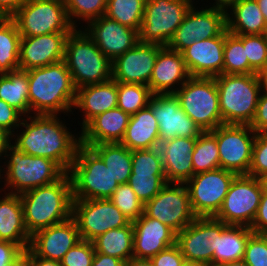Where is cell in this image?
Masks as SVG:
<instances>
[{
	"mask_svg": "<svg viewBox=\"0 0 267 266\" xmlns=\"http://www.w3.org/2000/svg\"><path fill=\"white\" fill-rule=\"evenodd\" d=\"M26 117L28 119L23 118L20 124L25 128L23 132L11 136V141L12 137H17L14 146L25 154L49 158L68 173L81 144L80 134L77 139L57 115L35 114Z\"/></svg>",
	"mask_w": 267,
	"mask_h": 266,
	"instance_id": "6da1fadb",
	"label": "cell"
},
{
	"mask_svg": "<svg viewBox=\"0 0 267 266\" xmlns=\"http://www.w3.org/2000/svg\"><path fill=\"white\" fill-rule=\"evenodd\" d=\"M28 72L30 114L58 115L72 111L77 89L64 61Z\"/></svg>",
	"mask_w": 267,
	"mask_h": 266,
	"instance_id": "7a4b0ae2",
	"label": "cell"
},
{
	"mask_svg": "<svg viewBox=\"0 0 267 266\" xmlns=\"http://www.w3.org/2000/svg\"><path fill=\"white\" fill-rule=\"evenodd\" d=\"M24 224L32 236L35 232L72 217L73 192L69 173L54 183L20 194Z\"/></svg>",
	"mask_w": 267,
	"mask_h": 266,
	"instance_id": "3957f363",
	"label": "cell"
},
{
	"mask_svg": "<svg viewBox=\"0 0 267 266\" xmlns=\"http://www.w3.org/2000/svg\"><path fill=\"white\" fill-rule=\"evenodd\" d=\"M76 89L112 79V61L87 33L74 29L67 37L64 59Z\"/></svg>",
	"mask_w": 267,
	"mask_h": 266,
	"instance_id": "277c9868",
	"label": "cell"
},
{
	"mask_svg": "<svg viewBox=\"0 0 267 266\" xmlns=\"http://www.w3.org/2000/svg\"><path fill=\"white\" fill-rule=\"evenodd\" d=\"M224 124L250 125L254 119L260 85L256 74H220L214 77Z\"/></svg>",
	"mask_w": 267,
	"mask_h": 266,
	"instance_id": "5b68a950",
	"label": "cell"
},
{
	"mask_svg": "<svg viewBox=\"0 0 267 266\" xmlns=\"http://www.w3.org/2000/svg\"><path fill=\"white\" fill-rule=\"evenodd\" d=\"M4 156L8 158L4 170V183L9 193L22 194L28 190L45 186L59 180L66 172L53 160L25 154L11 144L7 145ZM15 190V191H14Z\"/></svg>",
	"mask_w": 267,
	"mask_h": 266,
	"instance_id": "8992f818",
	"label": "cell"
},
{
	"mask_svg": "<svg viewBox=\"0 0 267 266\" xmlns=\"http://www.w3.org/2000/svg\"><path fill=\"white\" fill-rule=\"evenodd\" d=\"M68 173L73 200L109 199L119 186L101 157L91 147L82 144Z\"/></svg>",
	"mask_w": 267,
	"mask_h": 266,
	"instance_id": "52a82bcc",
	"label": "cell"
},
{
	"mask_svg": "<svg viewBox=\"0 0 267 266\" xmlns=\"http://www.w3.org/2000/svg\"><path fill=\"white\" fill-rule=\"evenodd\" d=\"M174 94L183 111L203 132L224 124L215 78L191 76Z\"/></svg>",
	"mask_w": 267,
	"mask_h": 266,
	"instance_id": "ba28073f",
	"label": "cell"
},
{
	"mask_svg": "<svg viewBox=\"0 0 267 266\" xmlns=\"http://www.w3.org/2000/svg\"><path fill=\"white\" fill-rule=\"evenodd\" d=\"M193 1L146 0L139 41L167 46Z\"/></svg>",
	"mask_w": 267,
	"mask_h": 266,
	"instance_id": "9c48e42d",
	"label": "cell"
},
{
	"mask_svg": "<svg viewBox=\"0 0 267 266\" xmlns=\"http://www.w3.org/2000/svg\"><path fill=\"white\" fill-rule=\"evenodd\" d=\"M264 183L260 178L237 175L214 217L227 225L250 227L260 204Z\"/></svg>",
	"mask_w": 267,
	"mask_h": 266,
	"instance_id": "30bf717a",
	"label": "cell"
},
{
	"mask_svg": "<svg viewBox=\"0 0 267 266\" xmlns=\"http://www.w3.org/2000/svg\"><path fill=\"white\" fill-rule=\"evenodd\" d=\"M11 18L21 37L72 32L75 29L62 3L27 0Z\"/></svg>",
	"mask_w": 267,
	"mask_h": 266,
	"instance_id": "8fae6325",
	"label": "cell"
},
{
	"mask_svg": "<svg viewBox=\"0 0 267 266\" xmlns=\"http://www.w3.org/2000/svg\"><path fill=\"white\" fill-rule=\"evenodd\" d=\"M236 176V173L222 168L194 174L185 183L194 215L215 217Z\"/></svg>",
	"mask_w": 267,
	"mask_h": 266,
	"instance_id": "7c38bea8",
	"label": "cell"
},
{
	"mask_svg": "<svg viewBox=\"0 0 267 266\" xmlns=\"http://www.w3.org/2000/svg\"><path fill=\"white\" fill-rule=\"evenodd\" d=\"M217 139L220 168L248 175L256 132L249 125L223 124L210 131Z\"/></svg>",
	"mask_w": 267,
	"mask_h": 266,
	"instance_id": "4fadbf2b",
	"label": "cell"
},
{
	"mask_svg": "<svg viewBox=\"0 0 267 266\" xmlns=\"http://www.w3.org/2000/svg\"><path fill=\"white\" fill-rule=\"evenodd\" d=\"M72 218L81 240L90 242L108 230L131 222L109 199L73 200Z\"/></svg>",
	"mask_w": 267,
	"mask_h": 266,
	"instance_id": "5bb4252c",
	"label": "cell"
},
{
	"mask_svg": "<svg viewBox=\"0 0 267 266\" xmlns=\"http://www.w3.org/2000/svg\"><path fill=\"white\" fill-rule=\"evenodd\" d=\"M144 213L158 219L176 234L192 223L194 215L189 192L184 183H166L160 192L144 205Z\"/></svg>",
	"mask_w": 267,
	"mask_h": 266,
	"instance_id": "9a60e30c",
	"label": "cell"
},
{
	"mask_svg": "<svg viewBox=\"0 0 267 266\" xmlns=\"http://www.w3.org/2000/svg\"><path fill=\"white\" fill-rule=\"evenodd\" d=\"M225 29V11L211 7L197 11L192 5L167 47L181 53L196 40L217 37Z\"/></svg>",
	"mask_w": 267,
	"mask_h": 266,
	"instance_id": "2e32d148",
	"label": "cell"
},
{
	"mask_svg": "<svg viewBox=\"0 0 267 266\" xmlns=\"http://www.w3.org/2000/svg\"><path fill=\"white\" fill-rule=\"evenodd\" d=\"M227 226L214 217H197L176 234V244L186 260L203 262L212 266L216 236Z\"/></svg>",
	"mask_w": 267,
	"mask_h": 266,
	"instance_id": "e0dca14e",
	"label": "cell"
},
{
	"mask_svg": "<svg viewBox=\"0 0 267 266\" xmlns=\"http://www.w3.org/2000/svg\"><path fill=\"white\" fill-rule=\"evenodd\" d=\"M148 106L159 127L160 143L180 138H197L203 131L183 111L175 94H153Z\"/></svg>",
	"mask_w": 267,
	"mask_h": 266,
	"instance_id": "ac0fdd59",
	"label": "cell"
},
{
	"mask_svg": "<svg viewBox=\"0 0 267 266\" xmlns=\"http://www.w3.org/2000/svg\"><path fill=\"white\" fill-rule=\"evenodd\" d=\"M86 24L88 26L84 27V31L111 61L140 42L139 31L122 25L105 15Z\"/></svg>",
	"mask_w": 267,
	"mask_h": 266,
	"instance_id": "d6986e66",
	"label": "cell"
},
{
	"mask_svg": "<svg viewBox=\"0 0 267 266\" xmlns=\"http://www.w3.org/2000/svg\"><path fill=\"white\" fill-rule=\"evenodd\" d=\"M164 46L139 42L112 61V79L121 83L148 85L158 52Z\"/></svg>",
	"mask_w": 267,
	"mask_h": 266,
	"instance_id": "ffe728a7",
	"label": "cell"
},
{
	"mask_svg": "<svg viewBox=\"0 0 267 266\" xmlns=\"http://www.w3.org/2000/svg\"><path fill=\"white\" fill-rule=\"evenodd\" d=\"M71 32L21 37L19 69L29 70L63 61L65 44Z\"/></svg>",
	"mask_w": 267,
	"mask_h": 266,
	"instance_id": "44dd1931",
	"label": "cell"
},
{
	"mask_svg": "<svg viewBox=\"0 0 267 266\" xmlns=\"http://www.w3.org/2000/svg\"><path fill=\"white\" fill-rule=\"evenodd\" d=\"M81 237L75 220L71 217L59 224L35 232L30 239L29 249L38 257L61 261Z\"/></svg>",
	"mask_w": 267,
	"mask_h": 266,
	"instance_id": "7402d4cb",
	"label": "cell"
},
{
	"mask_svg": "<svg viewBox=\"0 0 267 266\" xmlns=\"http://www.w3.org/2000/svg\"><path fill=\"white\" fill-rule=\"evenodd\" d=\"M225 30L217 37L196 40L181 53L190 76L217 77L223 74Z\"/></svg>",
	"mask_w": 267,
	"mask_h": 266,
	"instance_id": "603a6c76",
	"label": "cell"
},
{
	"mask_svg": "<svg viewBox=\"0 0 267 266\" xmlns=\"http://www.w3.org/2000/svg\"><path fill=\"white\" fill-rule=\"evenodd\" d=\"M133 257L150 259L176 243V233L143 213L133 221Z\"/></svg>",
	"mask_w": 267,
	"mask_h": 266,
	"instance_id": "cb8c5ba5",
	"label": "cell"
},
{
	"mask_svg": "<svg viewBox=\"0 0 267 266\" xmlns=\"http://www.w3.org/2000/svg\"><path fill=\"white\" fill-rule=\"evenodd\" d=\"M190 77L182 53L164 46L158 52L148 87L152 94H174L178 90L175 87L180 88Z\"/></svg>",
	"mask_w": 267,
	"mask_h": 266,
	"instance_id": "d4e9b609",
	"label": "cell"
},
{
	"mask_svg": "<svg viewBox=\"0 0 267 266\" xmlns=\"http://www.w3.org/2000/svg\"><path fill=\"white\" fill-rule=\"evenodd\" d=\"M197 138L166 140L159 144L162 165L168 183H186L193 176L192 152Z\"/></svg>",
	"mask_w": 267,
	"mask_h": 266,
	"instance_id": "484cf974",
	"label": "cell"
},
{
	"mask_svg": "<svg viewBox=\"0 0 267 266\" xmlns=\"http://www.w3.org/2000/svg\"><path fill=\"white\" fill-rule=\"evenodd\" d=\"M130 115L116 107L93 118L80 134L81 144L91 147L101 143H120Z\"/></svg>",
	"mask_w": 267,
	"mask_h": 266,
	"instance_id": "4316f807",
	"label": "cell"
},
{
	"mask_svg": "<svg viewBox=\"0 0 267 266\" xmlns=\"http://www.w3.org/2000/svg\"><path fill=\"white\" fill-rule=\"evenodd\" d=\"M117 100V82L113 79L78 88L73 108L83 111L81 129L99 114L116 108Z\"/></svg>",
	"mask_w": 267,
	"mask_h": 266,
	"instance_id": "83f0119b",
	"label": "cell"
},
{
	"mask_svg": "<svg viewBox=\"0 0 267 266\" xmlns=\"http://www.w3.org/2000/svg\"><path fill=\"white\" fill-rule=\"evenodd\" d=\"M30 239L20 195L5 192L0 199V240L15 243L24 250L29 248Z\"/></svg>",
	"mask_w": 267,
	"mask_h": 266,
	"instance_id": "f1b7e54d",
	"label": "cell"
},
{
	"mask_svg": "<svg viewBox=\"0 0 267 266\" xmlns=\"http://www.w3.org/2000/svg\"><path fill=\"white\" fill-rule=\"evenodd\" d=\"M120 144L131 151L159 147V127L149 106L130 116Z\"/></svg>",
	"mask_w": 267,
	"mask_h": 266,
	"instance_id": "f546056e",
	"label": "cell"
},
{
	"mask_svg": "<svg viewBox=\"0 0 267 266\" xmlns=\"http://www.w3.org/2000/svg\"><path fill=\"white\" fill-rule=\"evenodd\" d=\"M226 12V29L234 35L264 34L267 25L256 0H238ZM231 15V17H230Z\"/></svg>",
	"mask_w": 267,
	"mask_h": 266,
	"instance_id": "4dcf8cb0",
	"label": "cell"
},
{
	"mask_svg": "<svg viewBox=\"0 0 267 266\" xmlns=\"http://www.w3.org/2000/svg\"><path fill=\"white\" fill-rule=\"evenodd\" d=\"M253 233L248 226L227 225L216 236L212 266L243 260L247 241Z\"/></svg>",
	"mask_w": 267,
	"mask_h": 266,
	"instance_id": "1f68e13d",
	"label": "cell"
},
{
	"mask_svg": "<svg viewBox=\"0 0 267 266\" xmlns=\"http://www.w3.org/2000/svg\"><path fill=\"white\" fill-rule=\"evenodd\" d=\"M28 85V72L25 70L16 69L0 75V100L18 110L23 117L30 114Z\"/></svg>",
	"mask_w": 267,
	"mask_h": 266,
	"instance_id": "d6a6232c",
	"label": "cell"
},
{
	"mask_svg": "<svg viewBox=\"0 0 267 266\" xmlns=\"http://www.w3.org/2000/svg\"><path fill=\"white\" fill-rule=\"evenodd\" d=\"M95 252L121 259L124 263L133 257V223L113 228L92 241Z\"/></svg>",
	"mask_w": 267,
	"mask_h": 266,
	"instance_id": "836d02e7",
	"label": "cell"
},
{
	"mask_svg": "<svg viewBox=\"0 0 267 266\" xmlns=\"http://www.w3.org/2000/svg\"><path fill=\"white\" fill-rule=\"evenodd\" d=\"M91 148L101 157L119 185L128 183L132 173L131 150L120 143H101Z\"/></svg>",
	"mask_w": 267,
	"mask_h": 266,
	"instance_id": "e575fe53",
	"label": "cell"
},
{
	"mask_svg": "<svg viewBox=\"0 0 267 266\" xmlns=\"http://www.w3.org/2000/svg\"><path fill=\"white\" fill-rule=\"evenodd\" d=\"M21 36L11 17H0V75L19 69Z\"/></svg>",
	"mask_w": 267,
	"mask_h": 266,
	"instance_id": "d590c367",
	"label": "cell"
},
{
	"mask_svg": "<svg viewBox=\"0 0 267 266\" xmlns=\"http://www.w3.org/2000/svg\"><path fill=\"white\" fill-rule=\"evenodd\" d=\"M192 157L193 175L220 168L217 139L210 131L197 137Z\"/></svg>",
	"mask_w": 267,
	"mask_h": 266,
	"instance_id": "8d00e7d4",
	"label": "cell"
},
{
	"mask_svg": "<svg viewBox=\"0 0 267 266\" xmlns=\"http://www.w3.org/2000/svg\"><path fill=\"white\" fill-rule=\"evenodd\" d=\"M145 3L146 0H107L105 16L139 31Z\"/></svg>",
	"mask_w": 267,
	"mask_h": 266,
	"instance_id": "74e56055",
	"label": "cell"
},
{
	"mask_svg": "<svg viewBox=\"0 0 267 266\" xmlns=\"http://www.w3.org/2000/svg\"><path fill=\"white\" fill-rule=\"evenodd\" d=\"M223 74H249V61L243 45V35L225 29Z\"/></svg>",
	"mask_w": 267,
	"mask_h": 266,
	"instance_id": "f35d334b",
	"label": "cell"
},
{
	"mask_svg": "<svg viewBox=\"0 0 267 266\" xmlns=\"http://www.w3.org/2000/svg\"><path fill=\"white\" fill-rule=\"evenodd\" d=\"M117 107L130 116L148 106L152 92L148 85L117 82Z\"/></svg>",
	"mask_w": 267,
	"mask_h": 266,
	"instance_id": "ab89813d",
	"label": "cell"
},
{
	"mask_svg": "<svg viewBox=\"0 0 267 266\" xmlns=\"http://www.w3.org/2000/svg\"><path fill=\"white\" fill-rule=\"evenodd\" d=\"M66 11L71 24L76 28L75 18L87 21L105 15L107 0H66ZM73 18V19H72Z\"/></svg>",
	"mask_w": 267,
	"mask_h": 266,
	"instance_id": "60d3db41",
	"label": "cell"
},
{
	"mask_svg": "<svg viewBox=\"0 0 267 266\" xmlns=\"http://www.w3.org/2000/svg\"><path fill=\"white\" fill-rule=\"evenodd\" d=\"M109 200L131 221L144 213V204L137 198L128 183L120 184Z\"/></svg>",
	"mask_w": 267,
	"mask_h": 266,
	"instance_id": "b9f144b4",
	"label": "cell"
},
{
	"mask_svg": "<svg viewBox=\"0 0 267 266\" xmlns=\"http://www.w3.org/2000/svg\"><path fill=\"white\" fill-rule=\"evenodd\" d=\"M167 183L165 175L131 174L128 184L137 198L145 205Z\"/></svg>",
	"mask_w": 267,
	"mask_h": 266,
	"instance_id": "7bdbcfd3",
	"label": "cell"
},
{
	"mask_svg": "<svg viewBox=\"0 0 267 266\" xmlns=\"http://www.w3.org/2000/svg\"><path fill=\"white\" fill-rule=\"evenodd\" d=\"M131 156V174L165 175L159 148L133 150Z\"/></svg>",
	"mask_w": 267,
	"mask_h": 266,
	"instance_id": "ee69618b",
	"label": "cell"
},
{
	"mask_svg": "<svg viewBox=\"0 0 267 266\" xmlns=\"http://www.w3.org/2000/svg\"><path fill=\"white\" fill-rule=\"evenodd\" d=\"M243 45L249 61V74L267 66V43L264 34L243 35Z\"/></svg>",
	"mask_w": 267,
	"mask_h": 266,
	"instance_id": "f6af8a7d",
	"label": "cell"
},
{
	"mask_svg": "<svg viewBox=\"0 0 267 266\" xmlns=\"http://www.w3.org/2000/svg\"><path fill=\"white\" fill-rule=\"evenodd\" d=\"M243 260L248 266H267V234L253 233L249 237Z\"/></svg>",
	"mask_w": 267,
	"mask_h": 266,
	"instance_id": "bcb514c9",
	"label": "cell"
},
{
	"mask_svg": "<svg viewBox=\"0 0 267 266\" xmlns=\"http://www.w3.org/2000/svg\"><path fill=\"white\" fill-rule=\"evenodd\" d=\"M248 175L260 179L267 175V133H256Z\"/></svg>",
	"mask_w": 267,
	"mask_h": 266,
	"instance_id": "7dc6e473",
	"label": "cell"
},
{
	"mask_svg": "<svg viewBox=\"0 0 267 266\" xmlns=\"http://www.w3.org/2000/svg\"><path fill=\"white\" fill-rule=\"evenodd\" d=\"M95 249L92 242L79 241L60 261L61 266H92Z\"/></svg>",
	"mask_w": 267,
	"mask_h": 266,
	"instance_id": "c3c4849f",
	"label": "cell"
},
{
	"mask_svg": "<svg viewBox=\"0 0 267 266\" xmlns=\"http://www.w3.org/2000/svg\"><path fill=\"white\" fill-rule=\"evenodd\" d=\"M23 115L7 104L4 100H0V129L12 136L14 129L19 128Z\"/></svg>",
	"mask_w": 267,
	"mask_h": 266,
	"instance_id": "681fc988",
	"label": "cell"
},
{
	"mask_svg": "<svg viewBox=\"0 0 267 266\" xmlns=\"http://www.w3.org/2000/svg\"><path fill=\"white\" fill-rule=\"evenodd\" d=\"M184 260L176 243L150 258L153 266H182Z\"/></svg>",
	"mask_w": 267,
	"mask_h": 266,
	"instance_id": "f907efd6",
	"label": "cell"
},
{
	"mask_svg": "<svg viewBox=\"0 0 267 266\" xmlns=\"http://www.w3.org/2000/svg\"><path fill=\"white\" fill-rule=\"evenodd\" d=\"M249 126L256 133H267V93H260L256 113Z\"/></svg>",
	"mask_w": 267,
	"mask_h": 266,
	"instance_id": "816d5d0a",
	"label": "cell"
},
{
	"mask_svg": "<svg viewBox=\"0 0 267 266\" xmlns=\"http://www.w3.org/2000/svg\"><path fill=\"white\" fill-rule=\"evenodd\" d=\"M250 229L257 234H267V188L264 186L260 204Z\"/></svg>",
	"mask_w": 267,
	"mask_h": 266,
	"instance_id": "f5cc1de1",
	"label": "cell"
},
{
	"mask_svg": "<svg viewBox=\"0 0 267 266\" xmlns=\"http://www.w3.org/2000/svg\"><path fill=\"white\" fill-rule=\"evenodd\" d=\"M21 251L17 244L0 240V266L13 260Z\"/></svg>",
	"mask_w": 267,
	"mask_h": 266,
	"instance_id": "db71d44e",
	"label": "cell"
},
{
	"mask_svg": "<svg viewBox=\"0 0 267 266\" xmlns=\"http://www.w3.org/2000/svg\"><path fill=\"white\" fill-rule=\"evenodd\" d=\"M27 0H0V17H11Z\"/></svg>",
	"mask_w": 267,
	"mask_h": 266,
	"instance_id": "11a10c76",
	"label": "cell"
},
{
	"mask_svg": "<svg viewBox=\"0 0 267 266\" xmlns=\"http://www.w3.org/2000/svg\"><path fill=\"white\" fill-rule=\"evenodd\" d=\"M92 266H124V262L116 257L95 252Z\"/></svg>",
	"mask_w": 267,
	"mask_h": 266,
	"instance_id": "9f6ffc18",
	"label": "cell"
},
{
	"mask_svg": "<svg viewBox=\"0 0 267 266\" xmlns=\"http://www.w3.org/2000/svg\"><path fill=\"white\" fill-rule=\"evenodd\" d=\"M28 266H61V263L59 261L38 257L28 248Z\"/></svg>",
	"mask_w": 267,
	"mask_h": 266,
	"instance_id": "6f0895ef",
	"label": "cell"
},
{
	"mask_svg": "<svg viewBox=\"0 0 267 266\" xmlns=\"http://www.w3.org/2000/svg\"><path fill=\"white\" fill-rule=\"evenodd\" d=\"M3 266H28V249L22 250L13 260Z\"/></svg>",
	"mask_w": 267,
	"mask_h": 266,
	"instance_id": "680465c9",
	"label": "cell"
},
{
	"mask_svg": "<svg viewBox=\"0 0 267 266\" xmlns=\"http://www.w3.org/2000/svg\"><path fill=\"white\" fill-rule=\"evenodd\" d=\"M11 136L7 134L4 130L0 129V157H3L5 160V151L7 145L11 142Z\"/></svg>",
	"mask_w": 267,
	"mask_h": 266,
	"instance_id": "91938a15",
	"label": "cell"
},
{
	"mask_svg": "<svg viewBox=\"0 0 267 266\" xmlns=\"http://www.w3.org/2000/svg\"><path fill=\"white\" fill-rule=\"evenodd\" d=\"M256 75L259 81L260 91L267 93V66L259 70Z\"/></svg>",
	"mask_w": 267,
	"mask_h": 266,
	"instance_id": "94428289",
	"label": "cell"
},
{
	"mask_svg": "<svg viewBox=\"0 0 267 266\" xmlns=\"http://www.w3.org/2000/svg\"><path fill=\"white\" fill-rule=\"evenodd\" d=\"M124 266H153L150 259L131 257L128 259Z\"/></svg>",
	"mask_w": 267,
	"mask_h": 266,
	"instance_id": "6125c7cd",
	"label": "cell"
},
{
	"mask_svg": "<svg viewBox=\"0 0 267 266\" xmlns=\"http://www.w3.org/2000/svg\"><path fill=\"white\" fill-rule=\"evenodd\" d=\"M238 0H215L211 8L220 9L227 12Z\"/></svg>",
	"mask_w": 267,
	"mask_h": 266,
	"instance_id": "be15d7a7",
	"label": "cell"
},
{
	"mask_svg": "<svg viewBox=\"0 0 267 266\" xmlns=\"http://www.w3.org/2000/svg\"><path fill=\"white\" fill-rule=\"evenodd\" d=\"M267 25V0H256Z\"/></svg>",
	"mask_w": 267,
	"mask_h": 266,
	"instance_id": "e7e4bbea",
	"label": "cell"
},
{
	"mask_svg": "<svg viewBox=\"0 0 267 266\" xmlns=\"http://www.w3.org/2000/svg\"><path fill=\"white\" fill-rule=\"evenodd\" d=\"M182 266H210V265L203 263V262H197V261L185 259Z\"/></svg>",
	"mask_w": 267,
	"mask_h": 266,
	"instance_id": "03108f58",
	"label": "cell"
},
{
	"mask_svg": "<svg viewBox=\"0 0 267 266\" xmlns=\"http://www.w3.org/2000/svg\"><path fill=\"white\" fill-rule=\"evenodd\" d=\"M219 266H248V265L244 262V260H240V261L226 262Z\"/></svg>",
	"mask_w": 267,
	"mask_h": 266,
	"instance_id": "003e7915",
	"label": "cell"
},
{
	"mask_svg": "<svg viewBox=\"0 0 267 266\" xmlns=\"http://www.w3.org/2000/svg\"><path fill=\"white\" fill-rule=\"evenodd\" d=\"M35 1H42V2H56L66 4V0H35Z\"/></svg>",
	"mask_w": 267,
	"mask_h": 266,
	"instance_id": "a7ac6f4b",
	"label": "cell"
},
{
	"mask_svg": "<svg viewBox=\"0 0 267 266\" xmlns=\"http://www.w3.org/2000/svg\"><path fill=\"white\" fill-rule=\"evenodd\" d=\"M264 186L267 188V175L262 179Z\"/></svg>",
	"mask_w": 267,
	"mask_h": 266,
	"instance_id": "89a4df30",
	"label": "cell"
},
{
	"mask_svg": "<svg viewBox=\"0 0 267 266\" xmlns=\"http://www.w3.org/2000/svg\"><path fill=\"white\" fill-rule=\"evenodd\" d=\"M264 37H265L266 43H267V31L264 33Z\"/></svg>",
	"mask_w": 267,
	"mask_h": 266,
	"instance_id": "2644e50d",
	"label": "cell"
},
{
	"mask_svg": "<svg viewBox=\"0 0 267 266\" xmlns=\"http://www.w3.org/2000/svg\"><path fill=\"white\" fill-rule=\"evenodd\" d=\"M3 172V170L1 169V166H0V179H1V177H3V176H1V173Z\"/></svg>",
	"mask_w": 267,
	"mask_h": 266,
	"instance_id": "8c879c8a",
	"label": "cell"
}]
</instances>
